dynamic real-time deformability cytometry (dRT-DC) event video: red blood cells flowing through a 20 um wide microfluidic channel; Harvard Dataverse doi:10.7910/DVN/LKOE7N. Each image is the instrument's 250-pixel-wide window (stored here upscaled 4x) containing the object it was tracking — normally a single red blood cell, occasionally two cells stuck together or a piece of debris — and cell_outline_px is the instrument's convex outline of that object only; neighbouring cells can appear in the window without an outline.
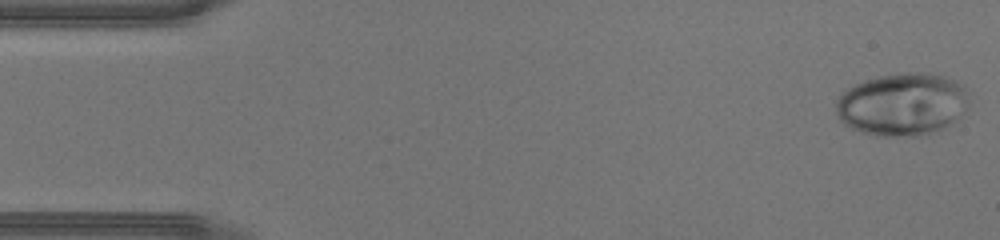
{"species": "human", "species_latin": "Homo sapiens", "temperature_condition": "warm", "stored_images_in_passage": 41, "camera_frame_rate_fps": 3000, "um_per_image_px": 0.085, "donor": {"sex": "male"}, "frame": {"image": 1, "passage_image": 1, "time_ms": 0.0, "image_size_px": [1000, 240], "cell_outline_px": [[968, 108], [956, 120], [944, 128], [932, 132], [916, 136], [876, 136], [860, 132], [844, 124], [840, 120], [836, 112], [836, 100], [848, 88], [864, 80], [880, 76], [904, 72], [928, 72], [944, 76], [956, 80], [964, 84], [968, 92]], "centroid_in_image_um": [76.73, 8.86], "position_along_channel_um": 8.3, "area_um2": 49.07}}
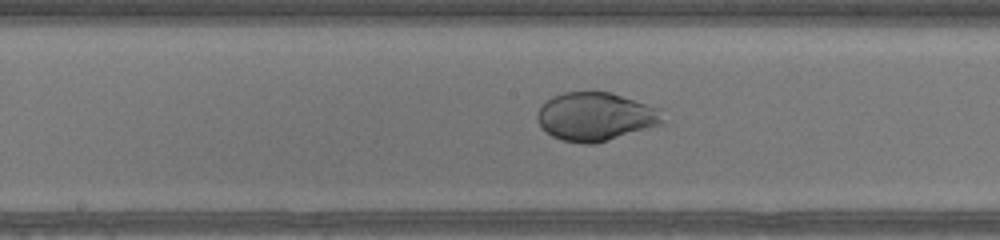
{"frame": {"image": 2, "passage_image": 22, "time_ms": 7.0, "image_size_px": [1000, 240], "cell_outline_px": [[660, 124], [592, 144], [584, 144], [564, 140], [552, 136], [540, 124], [536, 116], [540, 108], [552, 96], [564, 92], [612, 92], [660, 108]], "centroid_in_image_um": [50.59, 9.89], "position_along_channel_um": 197.6, "area_um2": 34.56}}
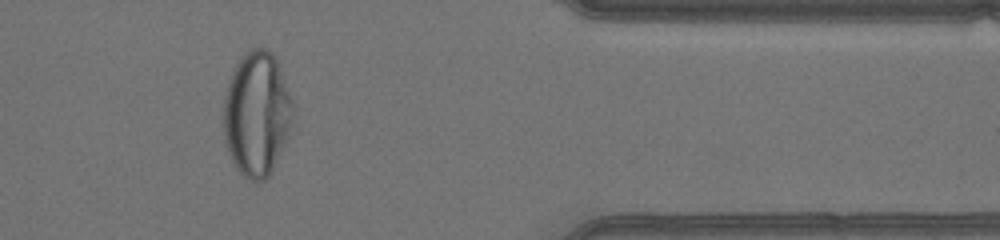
{"frame": {"image": 3, "passage_image": 36, "time_ms": 11.667, "image_size_px": [1000, 240], "cell_outline_px": [[292, 108], [288, 136], [272, 172], [264, 180], [252, 180], [244, 176], [236, 168], [232, 160], [224, 140], [224, 96], [228, 80], [232, 68], [240, 56], [244, 52], [252, 48], [268, 48], [276, 56], [292, 96]], "centroid_in_image_um": [21.82, 9.61], "position_along_channel_um": 389.6, "area_um2": 50.69}}